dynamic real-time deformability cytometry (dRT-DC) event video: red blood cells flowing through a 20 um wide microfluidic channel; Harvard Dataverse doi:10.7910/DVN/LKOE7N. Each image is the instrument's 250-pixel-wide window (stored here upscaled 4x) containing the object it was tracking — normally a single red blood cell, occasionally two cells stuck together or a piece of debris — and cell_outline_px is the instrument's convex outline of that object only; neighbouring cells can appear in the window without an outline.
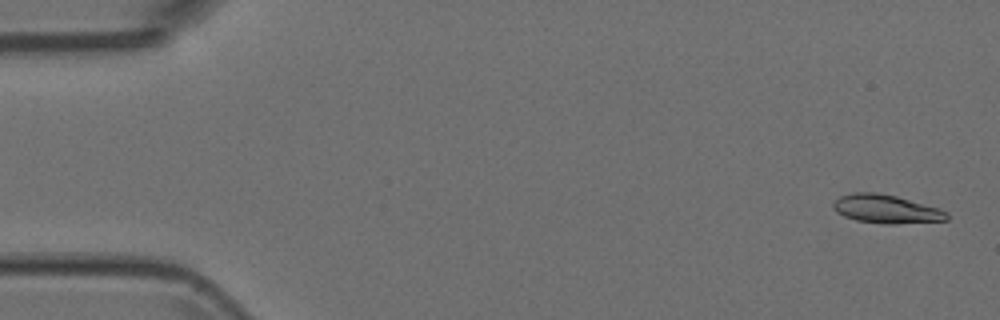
{"species": "Egyptian fruit bat (a non-hibernating species)", "species_latin": "Rousettus aegyptiacus", "temperature_condition": "room temperature", "stored_images_in_passage": 4, "camera_frame_rate_fps": 3000, "um_per_image_px": 0.085, "animal": {"sex": "female"}, "frame": {"image": 1, "passage_image": 1, "time_ms": 0.0, "image_size_px": [1000, 320], "cell_outline_px": [[948, 220], [896, 224], [884, 224], [856, 220], [844, 216], [836, 212], [832, 208], [832, 200], [840, 196], [852, 192], [876, 192], [896, 196], [940, 208], [948, 212]], "centroid_in_image_um": [75.29, 17.76], "position_along_channel_um": 9.7, "area_um2": 19.13}}
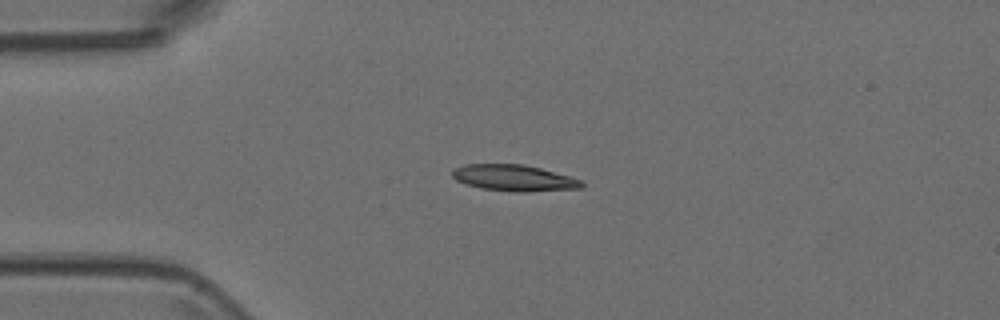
{"frame": {"image": 2, "passage_image": 4, "time_ms": 1.0, "image_size_px": [1000, 320], "cell_outline_px": [[584, 188], [528, 192], [512, 192], [480, 188], [464, 184], [456, 180], [452, 176], [452, 168], [464, 164], [524, 164], [572, 176], [580, 180], [584, 184]], "centroid_in_image_um": [43.68, 15.13], "position_along_channel_um": 41.3, "area_um2": 20.17}}